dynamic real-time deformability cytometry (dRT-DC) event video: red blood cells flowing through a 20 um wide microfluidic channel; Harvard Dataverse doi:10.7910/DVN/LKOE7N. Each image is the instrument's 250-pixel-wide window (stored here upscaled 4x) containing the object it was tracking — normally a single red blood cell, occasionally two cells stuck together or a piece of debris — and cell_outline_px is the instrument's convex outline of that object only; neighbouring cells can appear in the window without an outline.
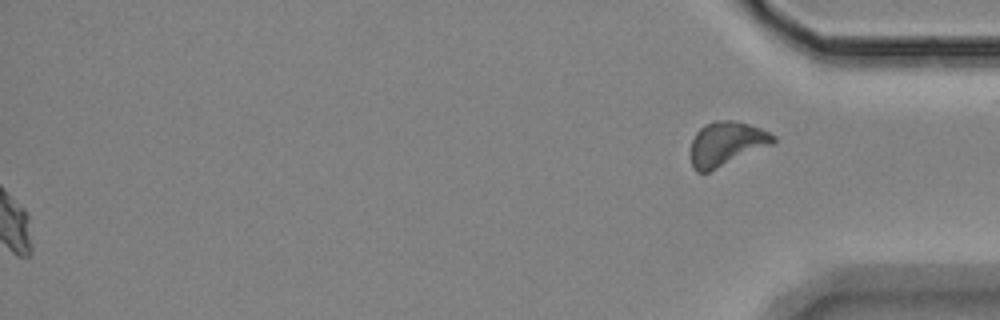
{"species": "Egyptian fruit bat (a non-hibernating species)", "species_latin": "Rousettus aegyptiacus", "temperature_condition": "room temperature", "stored_images_in_passage": 55, "segment_of_instrument_passage": [2, 2], "camera_frame_rate_fps": 3000, "um_per_image_px": 0.085, "animal": {"sex": "female"}, "frame": {"image": 1, "passage_image": 55, "time_ms": 18.0, "image_size_px": [1000, 320], "cell_outline_px": [[776, 140], [772, 144], [708, 172], [696, 172], [692, 168], [692, 140], [696, 132], [704, 124], [716, 120], [732, 120], [748, 124], [760, 128], [776, 136]], "centroid_in_image_um": [61.73, 12.2], "position_along_channel_um": 373.5, "area_um2": 20.92}}